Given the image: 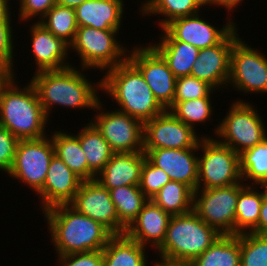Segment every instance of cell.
<instances>
[{
	"mask_svg": "<svg viewBox=\"0 0 267 266\" xmlns=\"http://www.w3.org/2000/svg\"><path fill=\"white\" fill-rule=\"evenodd\" d=\"M43 212L58 256L103 250L114 236L102 224L69 204L55 205Z\"/></svg>",
	"mask_w": 267,
	"mask_h": 266,
	"instance_id": "6da1fadb",
	"label": "cell"
},
{
	"mask_svg": "<svg viewBox=\"0 0 267 266\" xmlns=\"http://www.w3.org/2000/svg\"><path fill=\"white\" fill-rule=\"evenodd\" d=\"M73 65L51 71L34 73L31 83L34 86L43 111L49 118L53 105L64 107L95 110L100 100L97 89H101V80L97 83H90L85 74L76 70ZM98 87V88H97Z\"/></svg>",
	"mask_w": 267,
	"mask_h": 266,
	"instance_id": "7a4b0ae2",
	"label": "cell"
},
{
	"mask_svg": "<svg viewBox=\"0 0 267 266\" xmlns=\"http://www.w3.org/2000/svg\"><path fill=\"white\" fill-rule=\"evenodd\" d=\"M107 70L101 79V90L118 103L120 109L117 110L139 119L143 124L165 111L141 72L128 59Z\"/></svg>",
	"mask_w": 267,
	"mask_h": 266,
	"instance_id": "3957f363",
	"label": "cell"
},
{
	"mask_svg": "<svg viewBox=\"0 0 267 266\" xmlns=\"http://www.w3.org/2000/svg\"><path fill=\"white\" fill-rule=\"evenodd\" d=\"M14 80L13 77L0 90V126L18 140L47 136L45 129L49 119L34 86L28 82L20 88Z\"/></svg>",
	"mask_w": 267,
	"mask_h": 266,
	"instance_id": "277c9868",
	"label": "cell"
},
{
	"mask_svg": "<svg viewBox=\"0 0 267 266\" xmlns=\"http://www.w3.org/2000/svg\"><path fill=\"white\" fill-rule=\"evenodd\" d=\"M221 234L207 225L193 210L172 215L163 243L157 248L160 259L192 262Z\"/></svg>",
	"mask_w": 267,
	"mask_h": 266,
	"instance_id": "5b68a950",
	"label": "cell"
},
{
	"mask_svg": "<svg viewBox=\"0 0 267 266\" xmlns=\"http://www.w3.org/2000/svg\"><path fill=\"white\" fill-rule=\"evenodd\" d=\"M117 33L119 31L116 29L78 27L70 48L80 57L81 70L97 68L107 71L128 59V49L123 47L120 41L118 43Z\"/></svg>",
	"mask_w": 267,
	"mask_h": 266,
	"instance_id": "8992f818",
	"label": "cell"
},
{
	"mask_svg": "<svg viewBox=\"0 0 267 266\" xmlns=\"http://www.w3.org/2000/svg\"><path fill=\"white\" fill-rule=\"evenodd\" d=\"M198 149L202 150L203 155L198 156L197 189L225 187L242 182L238 153L208 135L202 137Z\"/></svg>",
	"mask_w": 267,
	"mask_h": 266,
	"instance_id": "52a82bcc",
	"label": "cell"
},
{
	"mask_svg": "<svg viewBox=\"0 0 267 266\" xmlns=\"http://www.w3.org/2000/svg\"><path fill=\"white\" fill-rule=\"evenodd\" d=\"M257 111L248 102L234 101L225 118L215 129L216 135L219 136L217 138L221 137L217 141L238 154L259 144L267 137V129Z\"/></svg>",
	"mask_w": 267,
	"mask_h": 266,
	"instance_id": "ba28073f",
	"label": "cell"
},
{
	"mask_svg": "<svg viewBox=\"0 0 267 266\" xmlns=\"http://www.w3.org/2000/svg\"><path fill=\"white\" fill-rule=\"evenodd\" d=\"M246 185L240 182L225 187L196 189L193 195V211L221 235H235L237 200L239 192Z\"/></svg>",
	"mask_w": 267,
	"mask_h": 266,
	"instance_id": "9c48e42d",
	"label": "cell"
},
{
	"mask_svg": "<svg viewBox=\"0 0 267 266\" xmlns=\"http://www.w3.org/2000/svg\"><path fill=\"white\" fill-rule=\"evenodd\" d=\"M55 148L52 138L19 140L13 164L8 174L39 192L45 183Z\"/></svg>",
	"mask_w": 267,
	"mask_h": 266,
	"instance_id": "30bf717a",
	"label": "cell"
},
{
	"mask_svg": "<svg viewBox=\"0 0 267 266\" xmlns=\"http://www.w3.org/2000/svg\"><path fill=\"white\" fill-rule=\"evenodd\" d=\"M100 100L95 106L100 111L91 123L109 143L114 153L143 152L144 124L119 110L103 112ZM102 110V111H101ZM93 121V122H92Z\"/></svg>",
	"mask_w": 267,
	"mask_h": 266,
	"instance_id": "8fae6325",
	"label": "cell"
},
{
	"mask_svg": "<svg viewBox=\"0 0 267 266\" xmlns=\"http://www.w3.org/2000/svg\"><path fill=\"white\" fill-rule=\"evenodd\" d=\"M259 52L239 38L231 50L227 84L244 93H267V59Z\"/></svg>",
	"mask_w": 267,
	"mask_h": 266,
	"instance_id": "7c38bea8",
	"label": "cell"
},
{
	"mask_svg": "<svg viewBox=\"0 0 267 266\" xmlns=\"http://www.w3.org/2000/svg\"><path fill=\"white\" fill-rule=\"evenodd\" d=\"M131 51L128 60L141 72L155 99L167 110L173 104L177 78L150 44L146 47L135 46Z\"/></svg>",
	"mask_w": 267,
	"mask_h": 266,
	"instance_id": "4fadbf2b",
	"label": "cell"
},
{
	"mask_svg": "<svg viewBox=\"0 0 267 266\" xmlns=\"http://www.w3.org/2000/svg\"><path fill=\"white\" fill-rule=\"evenodd\" d=\"M69 205L77 212L102 224L113 235L125 234L126 228L118 220L109 189L96 179L82 181Z\"/></svg>",
	"mask_w": 267,
	"mask_h": 266,
	"instance_id": "5bb4252c",
	"label": "cell"
},
{
	"mask_svg": "<svg viewBox=\"0 0 267 266\" xmlns=\"http://www.w3.org/2000/svg\"><path fill=\"white\" fill-rule=\"evenodd\" d=\"M201 139L195 129L168 110L144 123L143 149L199 147Z\"/></svg>",
	"mask_w": 267,
	"mask_h": 266,
	"instance_id": "9a60e30c",
	"label": "cell"
},
{
	"mask_svg": "<svg viewBox=\"0 0 267 266\" xmlns=\"http://www.w3.org/2000/svg\"><path fill=\"white\" fill-rule=\"evenodd\" d=\"M198 14L172 20L162 29L161 41H181L200 50L219 44L235 28L231 19L218 29Z\"/></svg>",
	"mask_w": 267,
	"mask_h": 266,
	"instance_id": "2e32d148",
	"label": "cell"
},
{
	"mask_svg": "<svg viewBox=\"0 0 267 266\" xmlns=\"http://www.w3.org/2000/svg\"><path fill=\"white\" fill-rule=\"evenodd\" d=\"M234 28L219 44L199 50L190 76L203 80L214 89L228 86L230 76V54L233 44L240 38Z\"/></svg>",
	"mask_w": 267,
	"mask_h": 266,
	"instance_id": "e0dca14e",
	"label": "cell"
},
{
	"mask_svg": "<svg viewBox=\"0 0 267 266\" xmlns=\"http://www.w3.org/2000/svg\"><path fill=\"white\" fill-rule=\"evenodd\" d=\"M198 147L184 149H143L147 159L156 167L163 169L170 180L184 183L193 191L197 189L198 157L194 152Z\"/></svg>",
	"mask_w": 267,
	"mask_h": 266,
	"instance_id": "ac0fdd59",
	"label": "cell"
},
{
	"mask_svg": "<svg viewBox=\"0 0 267 266\" xmlns=\"http://www.w3.org/2000/svg\"><path fill=\"white\" fill-rule=\"evenodd\" d=\"M82 180L55 154L50 162L43 188L37 193L42 211L59 204H69Z\"/></svg>",
	"mask_w": 267,
	"mask_h": 266,
	"instance_id": "d6986e66",
	"label": "cell"
},
{
	"mask_svg": "<svg viewBox=\"0 0 267 266\" xmlns=\"http://www.w3.org/2000/svg\"><path fill=\"white\" fill-rule=\"evenodd\" d=\"M32 53L36 61L35 73L41 71L61 70L71 66L67 63L70 45L63 39L55 37L38 21L30 26Z\"/></svg>",
	"mask_w": 267,
	"mask_h": 266,
	"instance_id": "ffe728a7",
	"label": "cell"
},
{
	"mask_svg": "<svg viewBox=\"0 0 267 266\" xmlns=\"http://www.w3.org/2000/svg\"><path fill=\"white\" fill-rule=\"evenodd\" d=\"M172 215L149 199L136 219L126 229L125 235L142 246L153 244L157 249L164 241Z\"/></svg>",
	"mask_w": 267,
	"mask_h": 266,
	"instance_id": "44dd1931",
	"label": "cell"
},
{
	"mask_svg": "<svg viewBox=\"0 0 267 266\" xmlns=\"http://www.w3.org/2000/svg\"><path fill=\"white\" fill-rule=\"evenodd\" d=\"M146 158L144 152L114 153L95 179L109 190L121 186L139 185Z\"/></svg>",
	"mask_w": 267,
	"mask_h": 266,
	"instance_id": "7402d4cb",
	"label": "cell"
},
{
	"mask_svg": "<svg viewBox=\"0 0 267 266\" xmlns=\"http://www.w3.org/2000/svg\"><path fill=\"white\" fill-rule=\"evenodd\" d=\"M123 0H86L75 8L78 27L120 30Z\"/></svg>",
	"mask_w": 267,
	"mask_h": 266,
	"instance_id": "603a6c76",
	"label": "cell"
},
{
	"mask_svg": "<svg viewBox=\"0 0 267 266\" xmlns=\"http://www.w3.org/2000/svg\"><path fill=\"white\" fill-rule=\"evenodd\" d=\"M76 136L79 138L82 151L87 160L89 180H93L103 170L114 152L109 143L91 122Z\"/></svg>",
	"mask_w": 267,
	"mask_h": 266,
	"instance_id": "cb8c5ba5",
	"label": "cell"
},
{
	"mask_svg": "<svg viewBox=\"0 0 267 266\" xmlns=\"http://www.w3.org/2000/svg\"><path fill=\"white\" fill-rule=\"evenodd\" d=\"M145 248L125 234L114 235L103 249V266H147Z\"/></svg>",
	"mask_w": 267,
	"mask_h": 266,
	"instance_id": "d4e9b609",
	"label": "cell"
},
{
	"mask_svg": "<svg viewBox=\"0 0 267 266\" xmlns=\"http://www.w3.org/2000/svg\"><path fill=\"white\" fill-rule=\"evenodd\" d=\"M192 266H241L240 234L221 235Z\"/></svg>",
	"mask_w": 267,
	"mask_h": 266,
	"instance_id": "484cf974",
	"label": "cell"
},
{
	"mask_svg": "<svg viewBox=\"0 0 267 266\" xmlns=\"http://www.w3.org/2000/svg\"><path fill=\"white\" fill-rule=\"evenodd\" d=\"M167 62L169 69L176 78L190 76L199 49L181 41H160L151 45Z\"/></svg>",
	"mask_w": 267,
	"mask_h": 266,
	"instance_id": "4316f807",
	"label": "cell"
},
{
	"mask_svg": "<svg viewBox=\"0 0 267 266\" xmlns=\"http://www.w3.org/2000/svg\"><path fill=\"white\" fill-rule=\"evenodd\" d=\"M55 154L71 169L82 181L89 180V167L76 134L71 135L64 131H55L52 135Z\"/></svg>",
	"mask_w": 267,
	"mask_h": 266,
	"instance_id": "83f0119b",
	"label": "cell"
},
{
	"mask_svg": "<svg viewBox=\"0 0 267 266\" xmlns=\"http://www.w3.org/2000/svg\"><path fill=\"white\" fill-rule=\"evenodd\" d=\"M142 4V15L160 14L165 17L159 22L160 28L163 29L174 19L199 13L200 8L207 5V0H146Z\"/></svg>",
	"mask_w": 267,
	"mask_h": 266,
	"instance_id": "f1b7e54d",
	"label": "cell"
},
{
	"mask_svg": "<svg viewBox=\"0 0 267 266\" xmlns=\"http://www.w3.org/2000/svg\"><path fill=\"white\" fill-rule=\"evenodd\" d=\"M253 186L246 185L239 192L235 213V235L251 232L258 225L263 191L257 192Z\"/></svg>",
	"mask_w": 267,
	"mask_h": 266,
	"instance_id": "f546056e",
	"label": "cell"
},
{
	"mask_svg": "<svg viewBox=\"0 0 267 266\" xmlns=\"http://www.w3.org/2000/svg\"><path fill=\"white\" fill-rule=\"evenodd\" d=\"M115 205L118 220L127 229L142 211L149 200L140 190L139 185L121 186L109 190Z\"/></svg>",
	"mask_w": 267,
	"mask_h": 266,
	"instance_id": "4dcf8cb0",
	"label": "cell"
},
{
	"mask_svg": "<svg viewBox=\"0 0 267 266\" xmlns=\"http://www.w3.org/2000/svg\"><path fill=\"white\" fill-rule=\"evenodd\" d=\"M193 195L189 186L171 180L151 200L165 212L180 215L193 210Z\"/></svg>",
	"mask_w": 267,
	"mask_h": 266,
	"instance_id": "1f68e13d",
	"label": "cell"
},
{
	"mask_svg": "<svg viewBox=\"0 0 267 266\" xmlns=\"http://www.w3.org/2000/svg\"><path fill=\"white\" fill-rule=\"evenodd\" d=\"M239 161L242 181L249 179L254 185H267V137L239 154Z\"/></svg>",
	"mask_w": 267,
	"mask_h": 266,
	"instance_id": "d6a6232c",
	"label": "cell"
},
{
	"mask_svg": "<svg viewBox=\"0 0 267 266\" xmlns=\"http://www.w3.org/2000/svg\"><path fill=\"white\" fill-rule=\"evenodd\" d=\"M38 22L69 45L74 41L78 29L74 8L56 4Z\"/></svg>",
	"mask_w": 267,
	"mask_h": 266,
	"instance_id": "836d02e7",
	"label": "cell"
},
{
	"mask_svg": "<svg viewBox=\"0 0 267 266\" xmlns=\"http://www.w3.org/2000/svg\"><path fill=\"white\" fill-rule=\"evenodd\" d=\"M211 97H202L199 99H191L187 101L173 102L167 109L177 119L184 122L186 125L194 129L195 124L205 123L206 120H211L213 113Z\"/></svg>",
	"mask_w": 267,
	"mask_h": 266,
	"instance_id": "e575fe53",
	"label": "cell"
},
{
	"mask_svg": "<svg viewBox=\"0 0 267 266\" xmlns=\"http://www.w3.org/2000/svg\"><path fill=\"white\" fill-rule=\"evenodd\" d=\"M241 266H267V235L240 234Z\"/></svg>",
	"mask_w": 267,
	"mask_h": 266,
	"instance_id": "d590c367",
	"label": "cell"
},
{
	"mask_svg": "<svg viewBox=\"0 0 267 266\" xmlns=\"http://www.w3.org/2000/svg\"><path fill=\"white\" fill-rule=\"evenodd\" d=\"M215 89L203 80L192 76H182L176 79L173 102L210 97Z\"/></svg>",
	"mask_w": 267,
	"mask_h": 266,
	"instance_id": "8d00e7d4",
	"label": "cell"
},
{
	"mask_svg": "<svg viewBox=\"0 0 267 266\" xmlns=\"http://www.w3.org/2000/svg\"><path fill=\"white\" fill-rule=\"evenodd\" d=\"M170 181L169 175L163 169L154 166L146 158L142 167L139 188L148 199L156 195Z\"/></svg>",
	"mask_w": 267,
	"mask_h": 266,
	"instance_id": "74e56055",
	"label": "cell"
},
{
	"mask_svg": "<svg viewBox=\"0 0 267 266\" xmlns=\"http://www.w3.org/2000/svg\"><path fill=\"white\" fill-rule=\"evenodd\" d=\"M18 139L0 126V170L8 173L13 164Z\"/></svg>",
	"mask_w": 267,
	"mask_h": 266,
	"instance_id": "f35d334b",
	"label": "cell"
},
{
	"mask_svg": "<svg viewBox=\"0 0 267 266\" xmlns=\"http://www.w3.org/2000/svg\"><path fill=\"white\" fill-rule=\"evenodd\" d=\"M60 266H103V250L58 256Z\"/></svg>",
	"mask_w": 267,
	"mask_h": 266,
	"instance_id": "ab89813d",
	"label": "cell"
},
{
	"mask_svg": "<svg viewBox=\"0 0 267 266\" xmlns=\"http://www.w3.org/2000/svg\"><path fill=\"white\" fill-rule=\"evenodd\" d=\"M57 4V0H21L19 18L22 21L32 19V17L43 18L48 10Z\"/></svg>",
	"mask_w": 267,
	"mask_h": 266,
	"instance_id": "60d3db41",
	"label": "cell"
},
{
	"mask_svg": "<svg viewBox=\"0 0 267 266\" xmlns=\"http://www.w3.org/2000/svg\"><path fill=\"white\" fill-rule=\"evenodd\" d=\"M11 26V22H0V60L13 71L14 41Z\"/></svg>",
	"mask_w": 267,
	"mask_h": 266,
	"instance_id": "b9f144b4",
	"label": "cell"
},
{
	"mask_svg": "<svg viewBox=\"0 0 267 266\" xmlns=\"http://www.w3.org/2000/svg\"><path fill=\"white\" fill-rule=\"evenodd\" d=\"M261 187L264 189L260 217L258 220V225L251 232L267 235V185Z\"/></svg>",
	"mask_w": 267,
	"mask_h": 266,
	"instance_id": "7bdbcfd3",
	"label": "cell"
},
{
	"mask_svg": "<svg viewBox=\"0 0 267 266\" xmlns=\"http://www.w3.org/2000/svg\"><path fill=\"white\" fill-rule=\"evenodd\" d=\"M12 71L3 61L0 60V90L13 78Z\"/></svg>",
	"mask_w": 267,
	"mask_h": 266,
	"instance_id": "ee69618b",
	"label": "cell"
},
{
	"mask_svg": "<svg viewBox=\"0 0 267 266\" xmlns=\"http://www.w3.org/2000/svg\"><path fill=\"white\" fill-rule=\"evenodd\" d=\"M241 1L243 0H207V5H221L222 7L224 6L225 9H228V11H232L238 4L242 3Z\"/></svg>",
	"mask_w": 267,
	"mask_h": 266,
	"instance_id": "f6af8a7d",
	"label": "cell"
},
{
	"mask_svg": "<svg viewBox=\"0 0 267 266\" xmlns=\"http://www.w3.org/2000/svg\"><path fill=\"white\" fill-rule=\"evenodd\" d=\"M8 1L10 0H0V22H11V10H9Z\"/></svg>",
	"mask_w": 267,
	"mask_h": 266,
	"instance_id": "bcb514c9",
	"label": "cell"
},
{
	"mask_svg": "<svg viewBox=\"0 0 267 266\" xmlns=\"http://www.w3.org/2000/svg\"><path fill=\"white\" fill-rule=\"evenodd\" d=\"M154 266H192L191 262L183 261H171L167 259H161L160 261H154Z\"/></svg>",
	"mask_w": 267,
	"mask_h": 266,
	"instance_id": "7dc6e473",
	"label": "cell"
},
{
	"mask_svg": "<svg viewBox=\"0 0 267 266\" xmlns=\"http://www.w3.org/2000/svg\"><path fill=\"white\" fill-rule=\"evenodd\" d=\"M86 0H57V4L65 7L76 8Z\"/></svg>",
	"mask_w": 267,
	"mask_h": 266,
	"instance_id": "c3c4849f",
	"label": "cell"
}]
</instances>
